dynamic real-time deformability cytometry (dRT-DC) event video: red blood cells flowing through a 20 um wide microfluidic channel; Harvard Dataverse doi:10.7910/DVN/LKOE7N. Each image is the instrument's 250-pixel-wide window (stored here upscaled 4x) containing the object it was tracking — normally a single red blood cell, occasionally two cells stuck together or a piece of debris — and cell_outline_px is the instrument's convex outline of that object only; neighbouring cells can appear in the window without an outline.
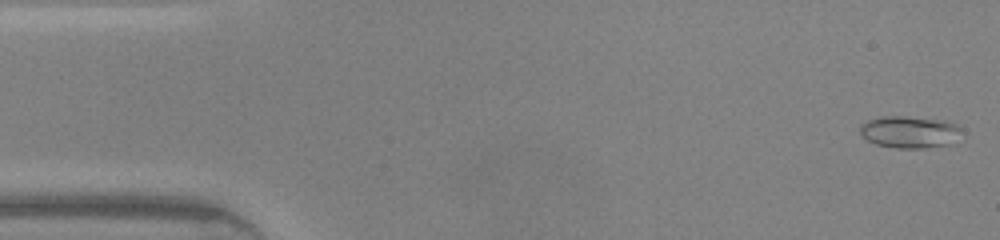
{"species": "common noctule bat (a hibernating species)", "species_latin": "Nyctalus noctula", "temperature_condition": "warm", "stored_images_in_passage": 45, "camera_frame_rate_fps": 3000, "um_per_image_px": 0.085, "animal": {"sex": "male", "body_mass_g": 20.0, "forearm_length_mm": 53.3}, "frame": {"image": 1, "passage_image": 1, "time_ms": 0.0, "image_size_px": [1000, 240], "cell_outline_px": [[960, 128], [956, 144], [924, 148], [896, 148], [876, 144], [868, 140], [860, 132], [860, 124], [868, 120], [884, 116], [904, 116], [948, 120], [956, 124]], "centroid_in_image_um": [77.36, 11.22], "position_along_channel_um": 7.6, "area_um2": 19.13}}
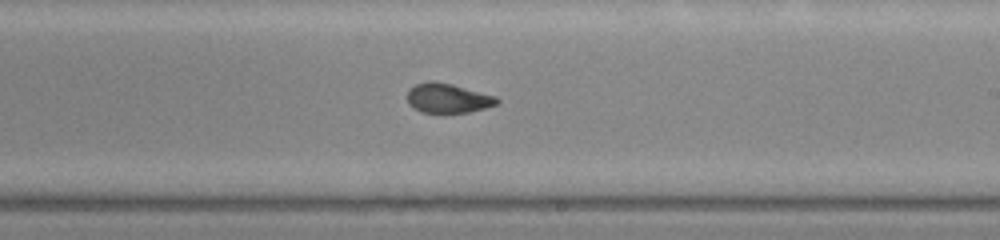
{"frame": {"image": 2, "passage_image": 26, "time_ms": 8.333, "image_size_px": [1000, 240], "cell_outline_px": [[500, 100], [496, 104], [484, 108], [468, 112], [420, 112], [412, 108], [408, 104], [408, 88], [416, 84], [428, 80], [432, 80], [452, 84], [496, 96]], "centroid_in_image_um": [38.02, 8.33], "position_along_channel_um": 251.0, "area_um2": 15.43}}
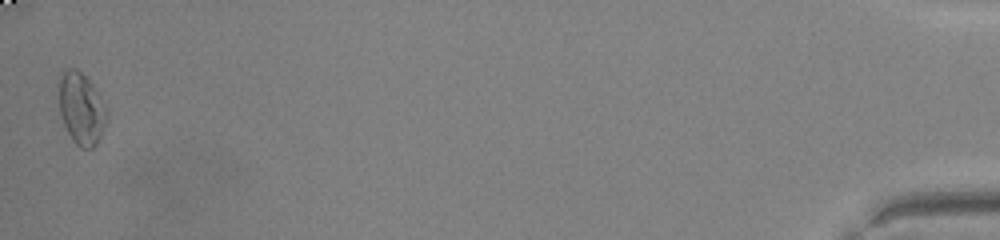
{"frame": {"image": 3, "passage_image": 45, "time_ms": 14.667, "image_size_px": [1000, 240], "cell_outline_px": [[108, 116], [100, 136], [96, 144], [92, 148], [80, 148], [72, 140], [60, 116], [56, 84], [60, 72], [68, 68], [76, 68], [92, 84], [108, 112]], "centroid_in_image_um": [6.85, 9.19], "position_along_channel_um": 428.4, "area_um2": 20.35}, "authors_computed_cell_mechanics": {"area_um2": 16.5886, "velocity_mm_per_s": 4.3988, "shape_relaxation_time_tau1_ms": null, "shape_relaxation_time_tau2_ms": 1.1513, "deformation_change_tau1": null, "deformation_change_tau2": 0.0511}}